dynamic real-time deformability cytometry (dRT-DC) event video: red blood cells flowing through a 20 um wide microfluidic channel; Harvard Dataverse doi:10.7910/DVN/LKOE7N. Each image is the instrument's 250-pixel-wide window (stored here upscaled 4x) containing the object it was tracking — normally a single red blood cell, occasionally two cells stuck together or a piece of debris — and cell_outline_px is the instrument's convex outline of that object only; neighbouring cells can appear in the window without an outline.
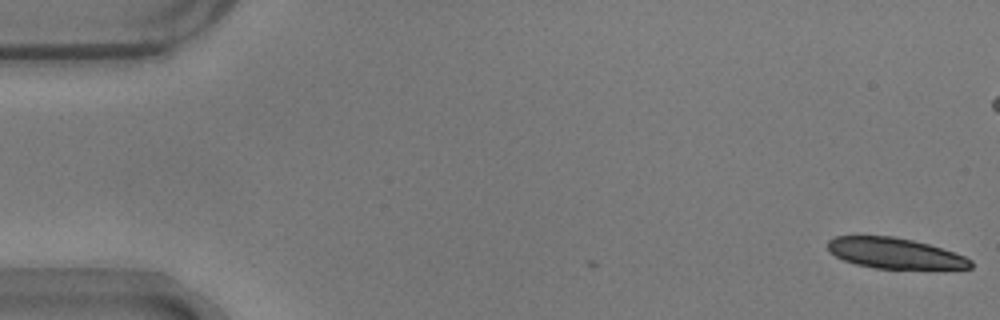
{"species": "common noctule bat (a hibernating species)", "species_latin": "Nyctalus noctula", "temperature_condition": "warm", "stored_images_in_passage": 4, "camera_frame_rate_fps": 3000, "um_per_image_px": 0.085, "animal": {"sex": "male", "body_mass_g": 17.9}, "frame": {"image": 1, "passage_image": 4, "time_ms": 1.0, "image_size_px": [1000, 320], "cell_outline_px": [[972, 268], [876, 268], [856, 264], [844, 260], [828, 252], [828, 240], [836, 236], [892, 236], [912, 240], [928, 244], [964, 256], [972, 260]], "centroid_in_image_um": [76.01, 21.51], "position_along_channel_um": 9.0, "area_um2": 25.09}}